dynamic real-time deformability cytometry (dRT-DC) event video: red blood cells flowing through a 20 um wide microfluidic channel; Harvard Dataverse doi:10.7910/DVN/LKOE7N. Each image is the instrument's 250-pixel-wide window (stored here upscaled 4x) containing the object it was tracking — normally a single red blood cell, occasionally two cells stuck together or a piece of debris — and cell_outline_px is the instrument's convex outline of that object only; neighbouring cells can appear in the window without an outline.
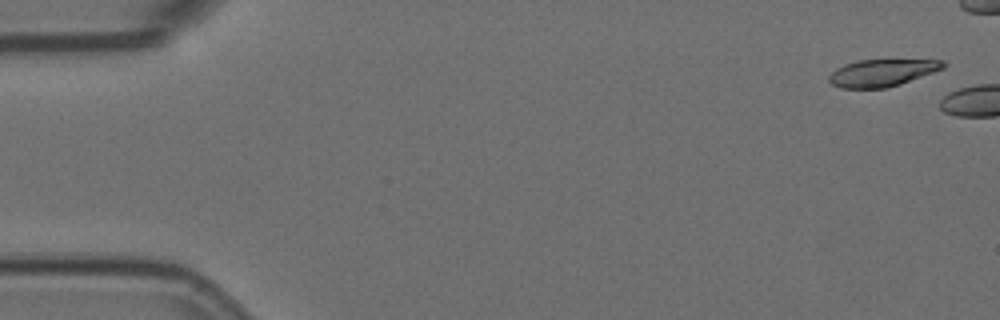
{"species": "Egyptian fruit bat (a non-hibernating species)", "species_latin": "Rousettus aegyptiacus", "temperature_condition": "room temperature", "stored_images_in_passage": 5, "camera_frame_rate_fps": 3000, "um_per_image_px": 0.085, "animal": {"sex": "female"}, "frame": {"image": 1, "passage_image": 1, "time_ms": 0.0, "image_size_px": [1000, 320], "cell_outline_px": [[948, 64], [944, 68], [900, 84], [884, 88], [840, 88], [832, 84], [828, 80], [828, 76], [836, 68], [844, 64], [856, 60], [944, 60]], "centroid_in_image_um": [74.96, 6.18], "position_along_channel_um": 10.0, "area_um2": 18.03}}